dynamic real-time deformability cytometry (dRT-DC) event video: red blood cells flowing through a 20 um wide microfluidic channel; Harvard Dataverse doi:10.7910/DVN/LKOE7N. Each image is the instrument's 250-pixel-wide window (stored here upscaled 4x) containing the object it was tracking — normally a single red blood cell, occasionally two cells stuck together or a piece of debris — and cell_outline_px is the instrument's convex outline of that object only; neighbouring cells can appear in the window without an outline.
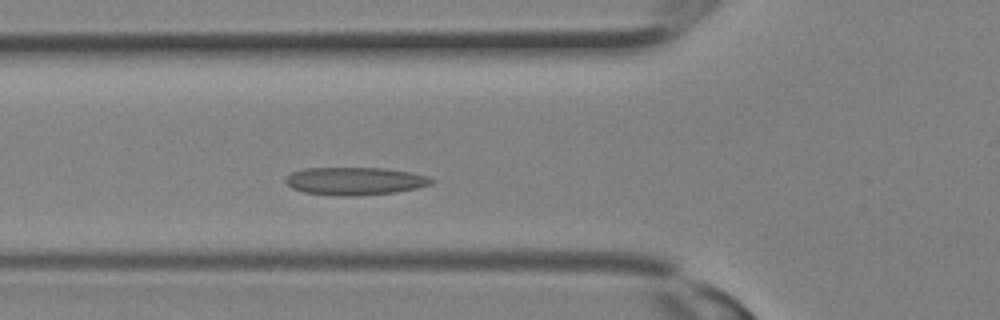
{"species": "Egyptian fruit bat (a non-hibernating species)", "species_latin": "Rousettus aegyptiacus", "temperature_condition": "room temperature", "stored_images_in_passage": 14, "camera_frame_rate_fps": 3000, "um_per_image_px": 0.085, "animal": {"sex": "female"}, "frame": {"image": 1, "passage_image": 8, "time_ms": 2.333, "image_size_px": [1000, 320], "cell_outline_px": [[436, 180], [432, 184], [416, 188], [396, 192], [352, 196], [344, 196], [304, 192], [292, 188], [284, 180], [292, 172], [304, 168], [384, 168], [412, 172], [428, 176]], "centroid_in_image_um": [30.21, 15.38], "position_along_channel_um": 95.6, "area_um2": 23.58}}
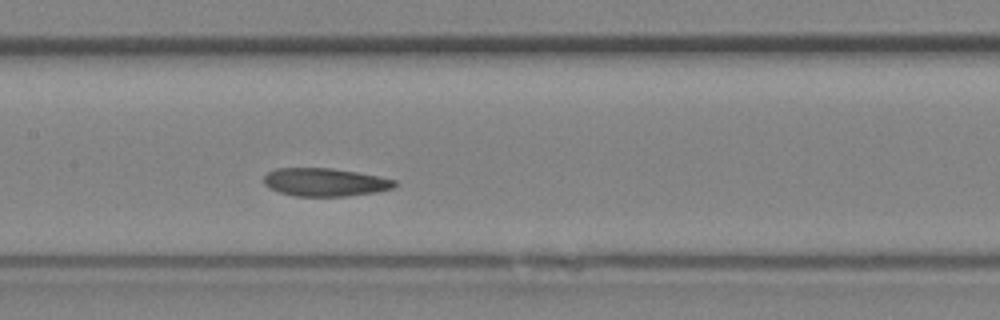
{"frame": {"image": 2, "passage_image": 12, "time_ms": 3.667, "image_size_px": [1000, 320], "cell_outline_px": [[396, 184], [392, 188], [376, 192], [348, 196], [296, 196], [280, 192], [268, 188], [264, 184], [264, 176], [268, 172], [276, 168], [332, 168], [356, 172], [396, 180]], "centroid_in_image_um": [27.59, 15.48], "position_along_channel_um": 179.8, "area_um2": 21.33}}
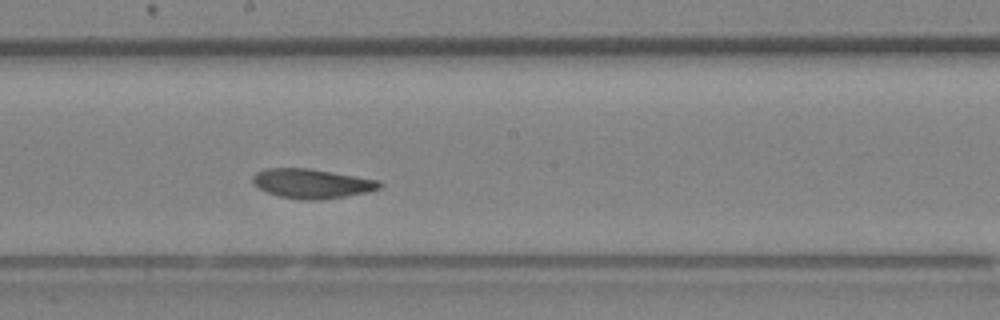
{"frame": {"image": 3, "passage_image": 14, "time_ms": 4.333, "image_size_px": [1000, 320], "cell_outline_px": [[384, 184], [380, 188], [368, 192], [320, 200], [300, 200], [280, 196], [268, 192], [260, 188], [252, 180], [252, 176], [256, 172], [264, 168], [308, 168], [380, 180]], "centroid_in_image_um": [26.53, 15.6], "position_along_channel_um": 221.7, "area_um2": 21.73}}